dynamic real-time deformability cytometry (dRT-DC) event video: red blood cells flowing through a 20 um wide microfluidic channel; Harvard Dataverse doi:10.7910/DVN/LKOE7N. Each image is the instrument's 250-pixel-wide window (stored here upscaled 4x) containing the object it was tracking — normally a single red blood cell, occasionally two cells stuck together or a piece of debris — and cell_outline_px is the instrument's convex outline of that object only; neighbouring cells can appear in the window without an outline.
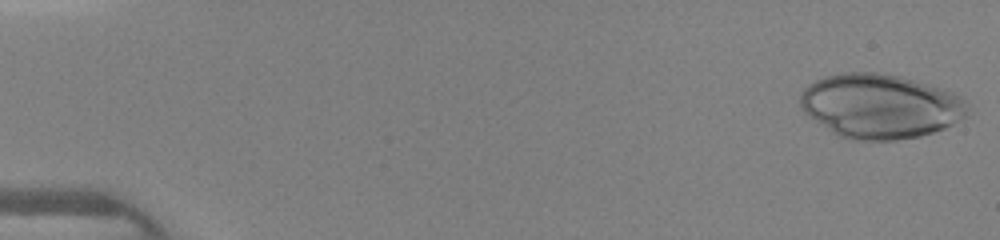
{"species": "human", "species_latin": "Homo sapiens", "temperature_condition": "warm", "stored_images_in_passage": 45, "camera_frame_rate_fps": 3000, "um_per_image_px": 0.085, "donor": {"sex": "female"}, "frame": {"image": 1, "passage_image": 1, "time_ms": 0.0, "image_size_px": [1000, 240], "cell_outline_px": [[972, 104], [968, 116], [944, 128], [920, 136], [896, 140], [852, 140], [840, 136], [832, 132], [808, 116], [800, 108], [800, 92], [808, 84], [824, 76], [848, 72], [876, 72], [900, 76], [952, 92], [968, 100]], "centroid_in_image_um": [74.84, 9.02], "position_along_channel_um": 10.2, "area_um2": 63.18}}